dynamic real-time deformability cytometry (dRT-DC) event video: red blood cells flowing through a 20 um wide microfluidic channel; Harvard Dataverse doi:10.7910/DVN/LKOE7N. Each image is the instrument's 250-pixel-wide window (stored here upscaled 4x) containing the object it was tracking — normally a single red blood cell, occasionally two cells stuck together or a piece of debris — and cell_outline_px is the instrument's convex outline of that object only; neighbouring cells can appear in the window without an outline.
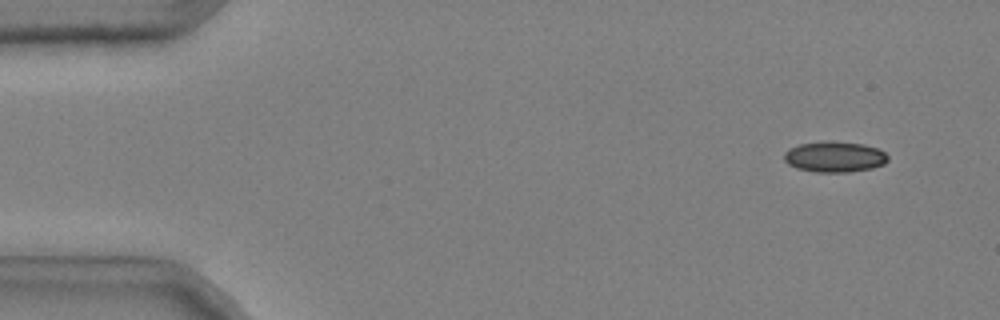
{"species": "common noctule bat (a hibernating species)", "species_latin": "Nyctalus noctula", "temperature_condition": "cold", "stored_images_in_passage": 50, "camera_frame_rate_fps": 3000, "um_per_image_px": 0.085, "animal": {"sex": "male", "body_mass_g": 20.4}, "frame": {"image": 1, "passage_image": 4, "time_ms": 1.0, "image_size_px": [1000, 320], "cell_outline_px": [[888, 160], [884, 164], [872, 168], [848, 172], [816, 172], [796, 168], [788, 164], [784, 160], [784, 152], [800, 144], [824, 140], [828, 140], [864, 144], [876, 148], [884, 152], [888, 156]], "centroid_in_image_um": [70.94, 13.32], "position_along_channel_um": 14.1, "area_um2": 18.67}}
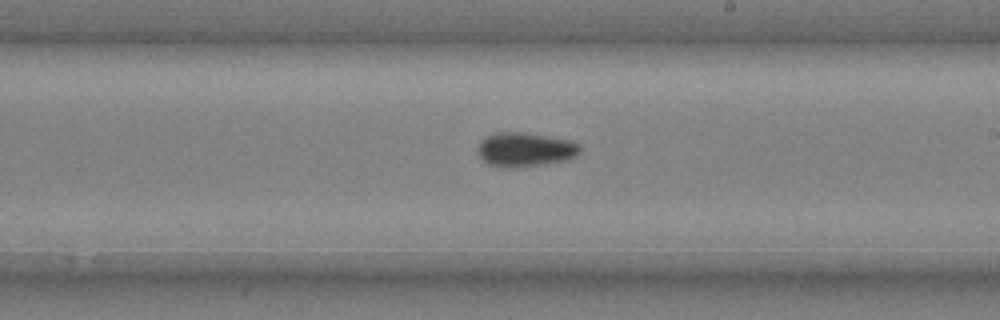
{"frame": {"image": 2, "passage_image": 31, "time_ms": 10.0, "image_size_px": [1000, 320], "cell_outline_px": [[580, 152], [576, 156], [568, 160], [512, 168], [508, 168], [488, 164], [476, 152], [480, 140], [484, 136], [496, 132], [524, 132], [572, 140], [580, 144]], "centroid_in_image_um": [44.63, 12.69], "position_along_channel_um": 244.4, "area_um2": 20.58}}
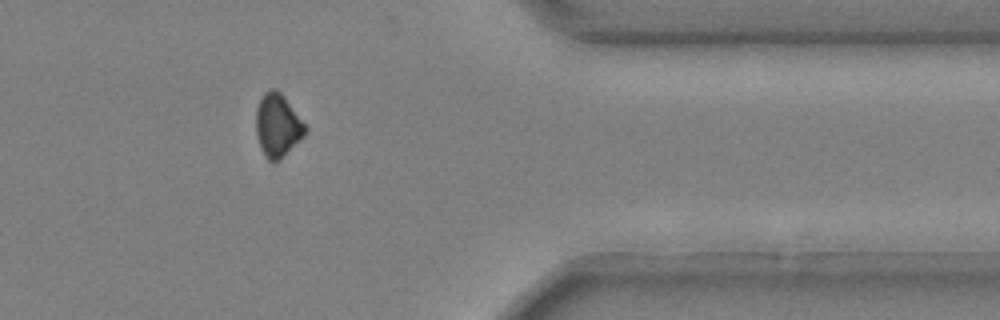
{"frame": {"image": 3, "passage_image": 44, "time_ms": 14.333, "image_size_px": [1000, 320], "cell_outline_px": [[308, 128], [304, 136], [280, 160], [268, 160], [264, 156], [260, 148], [256, 132], [256, 108], [264, 92], [268, 88], [276, 88], [284, 96]], "centroid_in_image_um": [23.59, 10.64], "position_along_channel_um": 387.8, "area_um2": 18.15}, "authors_computed_cell_mechanics": {"area_um2": 18.6694, "velocity_mm_per_s": 3.7165, "shape_relaxation_time_tau1_ms": 6.81, "shape_relaxation_time_tau2_ms": null, "deformation_change_tau1": 0.1104, "deformation_change_tau2": null}}